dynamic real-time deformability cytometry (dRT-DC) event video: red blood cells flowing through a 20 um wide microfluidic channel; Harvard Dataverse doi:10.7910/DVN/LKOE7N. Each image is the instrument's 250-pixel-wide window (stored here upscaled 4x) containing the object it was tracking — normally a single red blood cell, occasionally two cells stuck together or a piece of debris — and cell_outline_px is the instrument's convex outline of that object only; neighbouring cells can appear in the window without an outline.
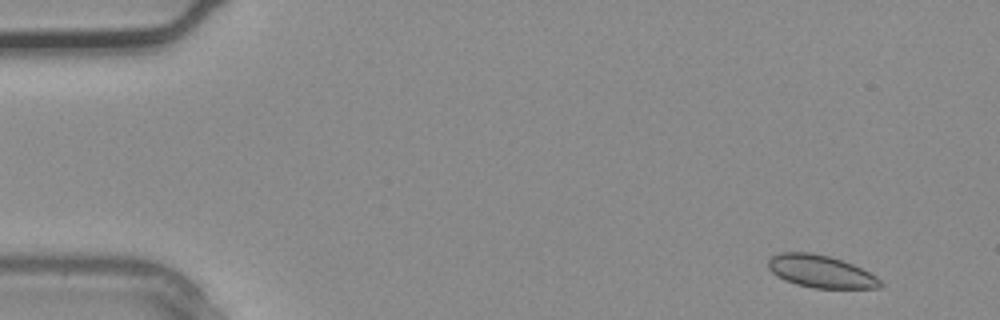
{"species": "common noctule bat (a hibernating species)", "species_latin": "Nyctalus noctula", "temperature_condition": "warm", "stored_images_in_passage": 3, "camera_frame_rate_fps": 3000, "um_per_image_px": 0.085, "animal": {"sex": "male", "body_mass_g": 20.4}, "frame": {"image": 1, "passage_image": 1, "time_ms": 0.0, "image_size_px": [1000, 320], "cell_outline_px": [[884, 284], [880, 288], [812, 288], [796, 284], [784, 280], [776, 276], [768, 268], [768, 260], [772, 256], [780, 252], [808, 252], [828, 256], [852, 264], [876, 276]], "centroid_in_image_um": [69.74, 23.08], "position_along_channel_um": 15.3, "area_um2": 21.15}}
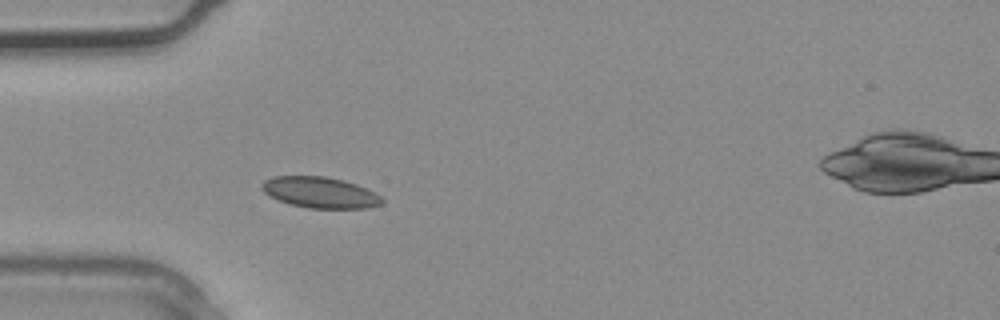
{"frame": {"image": 2, "passage_image": 2, "time_ms": 0.333, "image_size_px": [1000, 320], "cell_outline_px": [[384, 200], [380, 204], [364, 208], [308, 208], [292, 204], [280, 200], [264, 192], [260, 188], [260, 184], [264, 180], [272, 176], [328, 176], [344, 180], [356, 184], [376, 192]], "centroid_in_image_um": [27.2, 16.34], "position_along_channel_um": 57.8, "area_um2": 21.68}}